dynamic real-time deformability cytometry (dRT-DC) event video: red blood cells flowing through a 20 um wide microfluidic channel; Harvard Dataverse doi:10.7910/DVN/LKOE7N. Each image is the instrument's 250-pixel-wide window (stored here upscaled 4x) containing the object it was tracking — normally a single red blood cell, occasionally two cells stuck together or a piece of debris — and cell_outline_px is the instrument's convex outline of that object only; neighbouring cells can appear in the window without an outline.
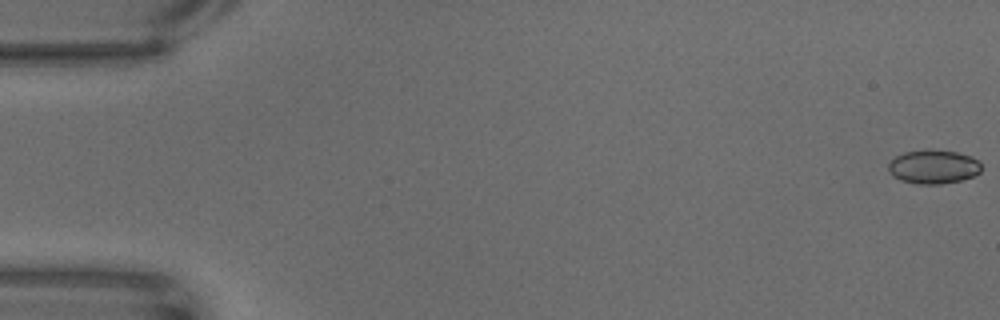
{"species": "common noctule bat (a hibernating species)", "species_latin": "Nyctalus noctula", "temperature_condition": "warm", "stored_images_in_passage": 65, "camera_frame_rate_fps": 3000, "um_per_image_px": 0.085, "animal": {"sex": "male", "body_mass_g": 18.8}, "frame": {"image": 1, "passage_image": 1, "time_ms": 0.0, "image_size_px": [1000, 320], "cell_outline_px": [[980, 172], [972, 176], [960, 180], [940, 184], [916, 184], [900, 180], [892, 176], [888, 168], [888, 164], [896, 156], [904, 152], [924, 148], [928, 148], [956, 152], [968, 156], [976, 160], [980, 164]], "centroid_in_image_um": [79.28, 14.16], "position_along_channel_um": 5.7, "area_um2": 18.38}}
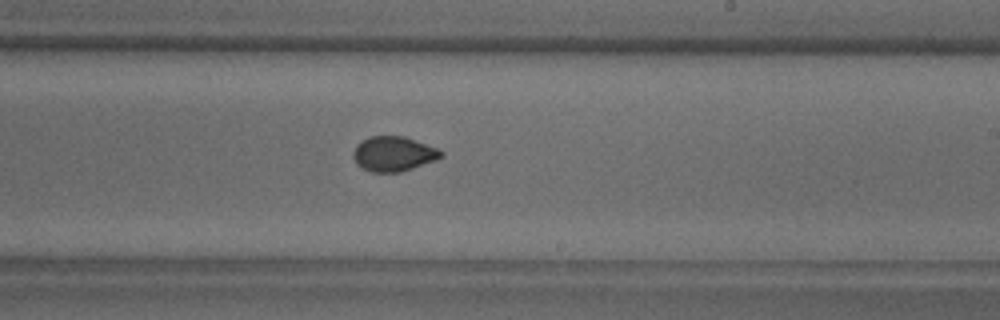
{"frame": {"image": 2, "passage_image": 39, "time_ms": 12.667, "image_size_px": [1000, 320], "cell_outline_px": [[444, 156], [436, 160], [400, 172], [372, 172], [356, 164], [352, 156], [352, 152], [356, 144], [368, 136], [404, 136], [436, 148], [444, 152]], "centroid_in_image_um": [33.42, 13.07], "position_along_channel_um": 255.6, "area_um2": 17.86}}
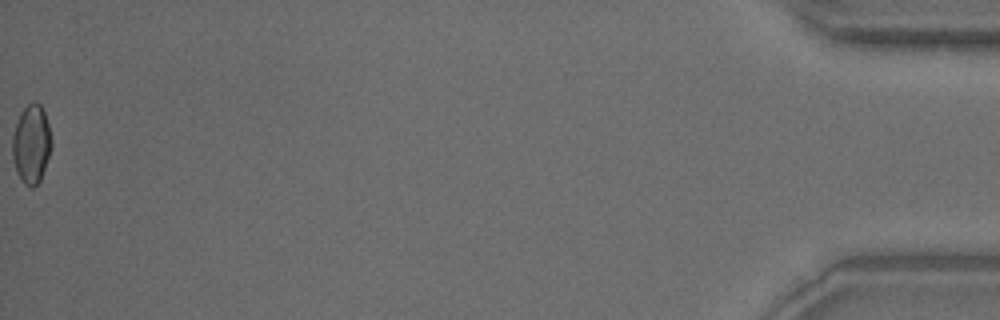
{"frame": {"image": 3, "passage_image": 65, "time_ms": 21.333, "image_size_px": [1000, 320], "cell_outline_px": [[52, 148], [40, 180], [32, 188], [28, 188], [20, 180], [16, 172], [12, 160], [12, 136], [16, 120], [20, 112], [28, 104], [36, 100], [40, 104], [44, 112], [48, 124], [52, 140]], "centroid_in_image_um": [2.65, 12.25], "position_along_channel_um": 432.6, "area_um2": 18.32}}